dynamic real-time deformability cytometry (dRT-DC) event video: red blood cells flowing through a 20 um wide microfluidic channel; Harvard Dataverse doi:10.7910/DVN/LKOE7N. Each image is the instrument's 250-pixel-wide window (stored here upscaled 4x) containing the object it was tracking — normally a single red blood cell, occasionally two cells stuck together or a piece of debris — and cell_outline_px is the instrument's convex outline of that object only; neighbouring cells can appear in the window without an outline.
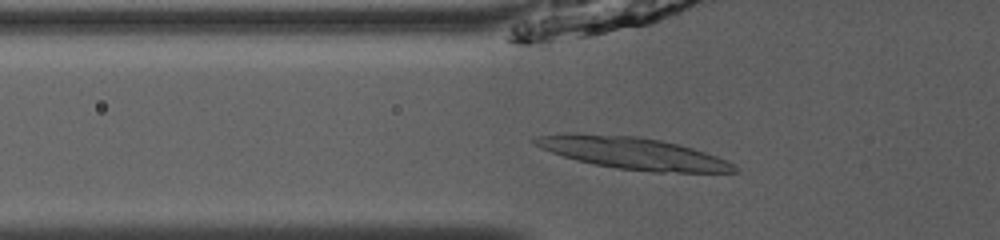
{"species": "common noctule bat (a hibernating species)", "species_latin": "Nyctalus noctula", "temperature_condition": "room temperature", "stored_images_in_passage": 53, "camera_frame_rate_fps": 3000, "um_per_image_px": 0.085, "animal": {"sex": "male", "body_mass_g": 13.0, "forearm_length_mm": 53.1}, "frame": {"image": 1, "passage_image": 20, "time_ms": 6.333, "image_size_px": [1000, 240], "cell_outline_px": [[728, 172], [688, 172], [624, 168], [600, 164], [568, 156], [556, 152], [560, 136], [596, 136], [652, 140], [672, 144], [720, 160]], "centroid_in_image_um": [54.18, 13.11], "position_along_channel_um": 71.6, "area_um2": 29.25}}
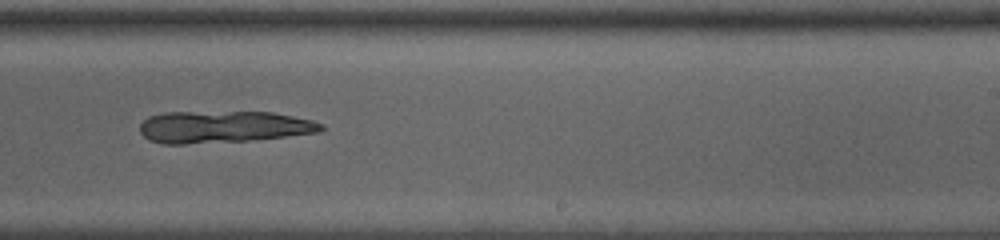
{"frame": {"image": 2, "passage_image": 35, "time_ms": 11.333, "image_size_px": [1000, 240], "cell_outline_px": [[320, 128], [308, 132], [276, 136], [240, 140], [152, 140], [140, 128], [152, 116], [236, 112], [264, 112], [304, 120], [320, 124]], "centroid_in_image_um": [19.06, 10.74], "position_along_channel_um": 269.9, "area_um2": 28.73}}
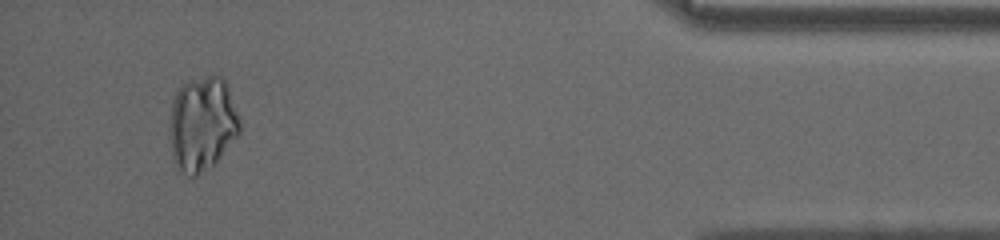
{"frame": {"image": 3, "passage_image": 50, "time_ms": 16.333, "image_size_px": [1000, 240], "cell_outline_px": [[236, 128], [216, 156], [212, 160], [196, 172], [180, 160], [176, 148], [176, 112], [180, 100], [184, 92], [200, 88], [224, 88], [236, 120]], "centroid_in_image_um": [17.26, 10.69], "position_along_channel_um": 417.9, "area_um2": 27.4}}